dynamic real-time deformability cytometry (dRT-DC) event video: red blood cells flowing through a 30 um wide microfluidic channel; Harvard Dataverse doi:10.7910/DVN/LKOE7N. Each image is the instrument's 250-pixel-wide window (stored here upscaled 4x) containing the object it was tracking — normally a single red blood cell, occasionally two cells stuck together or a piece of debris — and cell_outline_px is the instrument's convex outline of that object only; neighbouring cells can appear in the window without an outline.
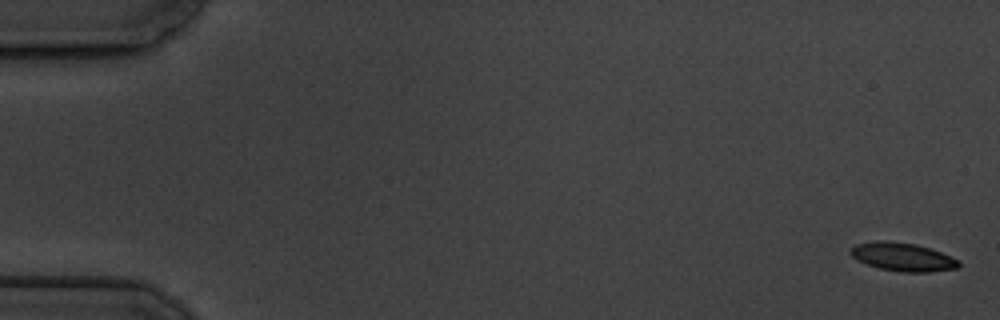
{"species": "common noctule bat (a hibernating species)", "species_latin": "Nyctalus noctula", "temperature_condition": "cold", "stored_images_in_passage": 5, "camera_frame_rate_fps": 3000, "um_per_image_px": 0.085, "animal": {"sex": "male", "body_mass_g": 19.5, "forearm_length_mm": 54.6}, "frame": {"image": 1, "passage_image": 1, "time_ms": 0.0, "image_size_px": [1000, 320], "cell_outline_px": [[960, 264], [956, 268], [928, 272], [900, 272], [880, 268], [856, 260], [848, 252], [856, 244], [876, 240], [888, 240], [916, 244], [940, 252], [960, 260]], "centroid_in_image_um": [76.7, 21.83], "position_along_channel_um": 8.3, "area_um2": 17.86}}
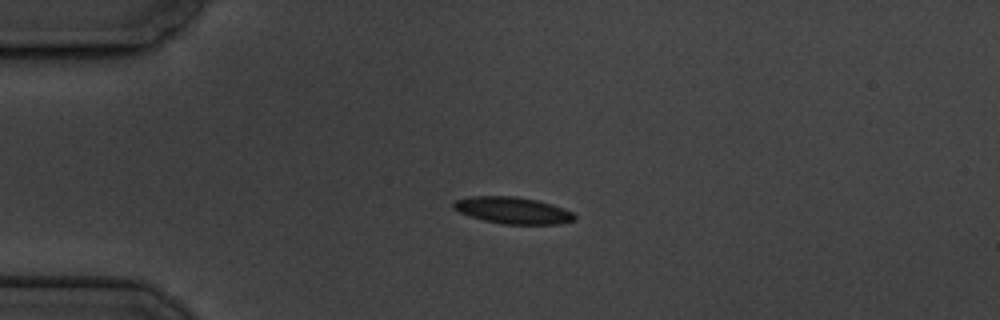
{"frame": {"image": 2, "passage_image": 4, "time_ms": 4.333, "image_size_px": [1000, 320], "cell_outline_px": [[576, 220], [560, 224], [504, 224], [484, 220], [460, 212], [452, 208], [452, 204], [456, 200], [468, 196], [516, 196], [536, 200], [552, 204], [564, 208], [572, 212], [576, 216]], "centroid_in_image_um": [43.61, 17.88], "position_along_channel_um": 41.4, "area_um2": 18.84}}